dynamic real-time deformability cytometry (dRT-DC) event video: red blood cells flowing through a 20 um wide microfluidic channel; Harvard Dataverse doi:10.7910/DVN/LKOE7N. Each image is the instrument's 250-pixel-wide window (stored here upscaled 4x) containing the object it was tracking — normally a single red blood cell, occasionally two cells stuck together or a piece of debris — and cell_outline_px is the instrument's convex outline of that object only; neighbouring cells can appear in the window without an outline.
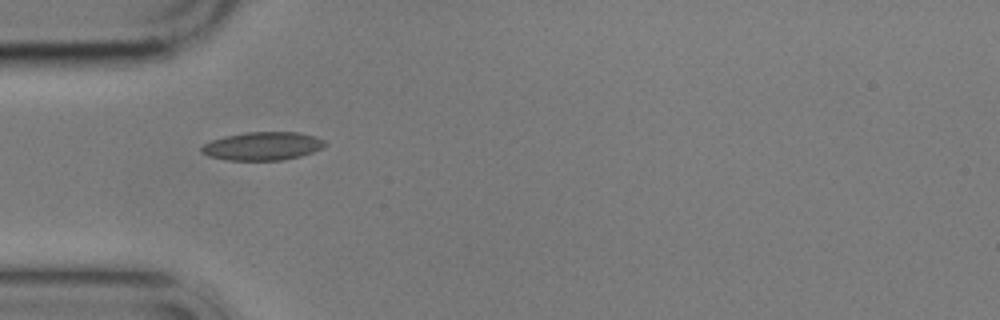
{"species": "common noctule bat (a hibernating species)", "species_latin": "Nyctalus noctula", "temperature_condition": "cold", "stored_images_in_passage": 5, "camera_frame_rate_fps": 3000, "um_per_image_px": 0.085, "animal": {"sex": "male", "body_mass_g": 17.9}, "frame": {"image": 1, "passage_image": 1, "time_ms": 0.0, "image_size_px": [1000, 320], "cell_outline_px": [[328, 144], [324, 148], [300, 156], [284, 160], [228, 160], [208, 156], [200, 152], [200, 148], [204, 144], [212, 140], [224, 136], [244, 132], [300, 132], [316, 136], [324, 140]], "centroid_in_image_um": [22.34, 12.41], "position_along_channel_um": 62.7, "area_um2": 20.58}}
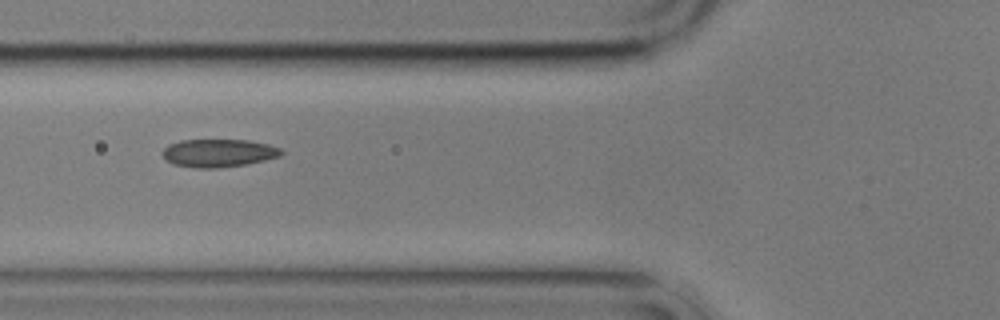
{"frame": {"image": 2, "passage_image": 2, "time_ms": 1.333, "image_size_px": [1000, 320], "cell_outline_px": [[284, 152], [280, 156], [264, 160], [244, 164], [220, 168], [196, 168], [172, 164], [164, 160], [160, 152], [168, 144], [180, 140], [248, 140], [268, 144], [280, 148]], "centroid_in_image_um": [18.51, 13.01], "position_along_channel_um": 107.3, "area_um2": 19.54}}
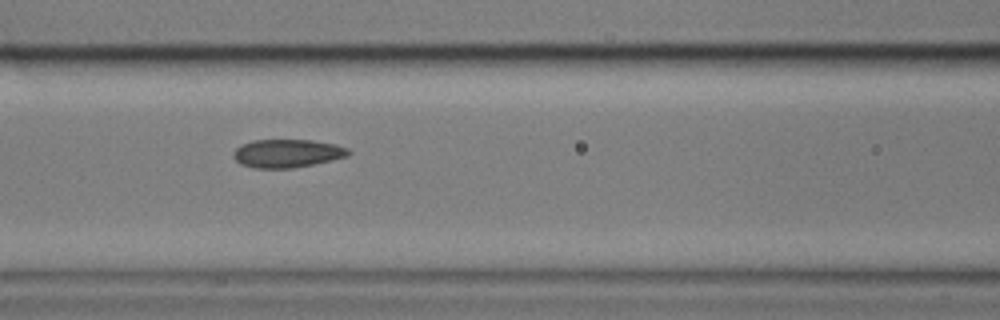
{"frame": {"image": 3, "passage_image": 3, "time_ms": 2.333, "image_size_px": [1000, 320], "cell_outline_px": [[352, 152], [348, 156], [332, 160], [292, 168], [252, 168], [240, 164], [232, 156], [232, 152], [240, 144], [252, 140], [312, 140], [336, 144], [348, 148]], "centroid_in_image_um": [24.39, 13.03], "position_along_channel_um": 142.2, "area_um2": 19.13}}